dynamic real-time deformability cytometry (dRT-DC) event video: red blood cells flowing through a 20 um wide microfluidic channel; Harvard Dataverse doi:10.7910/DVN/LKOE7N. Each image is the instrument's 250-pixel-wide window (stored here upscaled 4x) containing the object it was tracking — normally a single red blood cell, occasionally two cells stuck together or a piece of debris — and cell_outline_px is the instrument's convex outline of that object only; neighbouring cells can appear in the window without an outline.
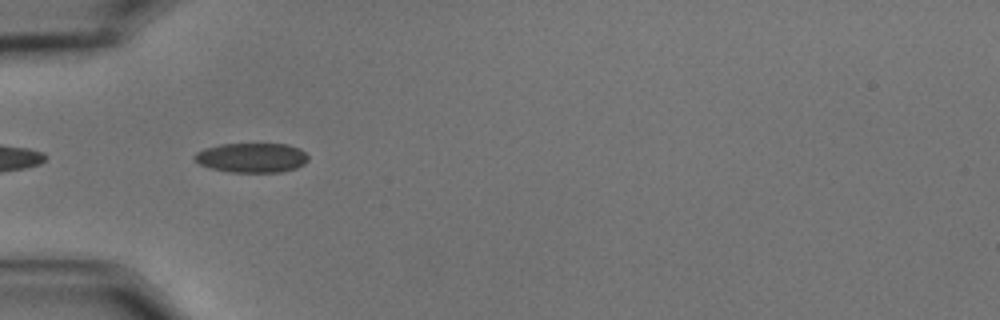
{"species": "common noctule bat (a hibernating species)", "species_latin": "Nyctalus noctula", "temperature_condition": "cold", "stored_images_in_passage": 5, "camera_frame_rate_fps": 3000, "um_per_image_px": 0.085, "animal": {"sex": "male", "body_mass_g": 15.6}, "frame": {"image": 1, "passage_image": 2, "time_ms": 0.333, "image_size_px": [1000, 320], "cell_outline_px": [[308, 160], [304, 164], [296, 168], [280, 172], [232, 172], [212, 168], [200, 164], [192, 156], [196, 152], [204, 148], [220, 144], [288, 144], [300, 148], [308, 156]], "centroid_in_image_um": [21.41, 13.4], "position_along_channel_um": 63.6, "area_um2": 19.59}}